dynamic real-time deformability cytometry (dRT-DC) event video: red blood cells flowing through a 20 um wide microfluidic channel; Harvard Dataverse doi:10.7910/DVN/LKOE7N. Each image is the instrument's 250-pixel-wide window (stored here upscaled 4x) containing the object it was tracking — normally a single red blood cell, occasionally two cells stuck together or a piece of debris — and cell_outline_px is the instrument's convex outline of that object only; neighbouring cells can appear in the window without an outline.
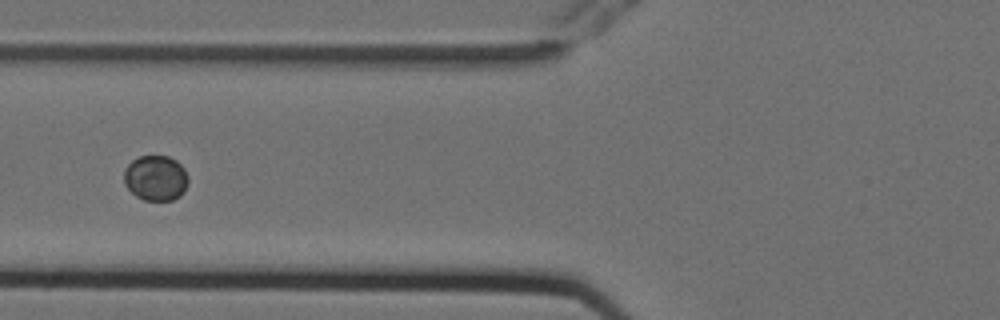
{"species": "Egyptian fruit bat (a non-hibernating species)", "species_latin": "Rousettus aegyptiacus", "temperature_condition": "cold", "stored_images_in_passage": 10, "camera_frame_rate_fps": 3000, "um_per_image_px": 0.085, "animal": {"sex": "female"}, "frame": {"image": 1, "passage_image": 7, "time_ms": 2.0, "image_size_px": [1000, 320], "cell_outline_px": [[188, 184], [184, 192], [180, 196], [172, 200], [144, 200], [136, 196], [124, 184], [124, 168], [132, 160], [140, 156], [168, 156], [176, 160], [184, 168], [188, 176]], "centroid_in_image_um": [13.24, 15.13], "position_along_channel_um": 112.6, "area_um2": 17.11}}
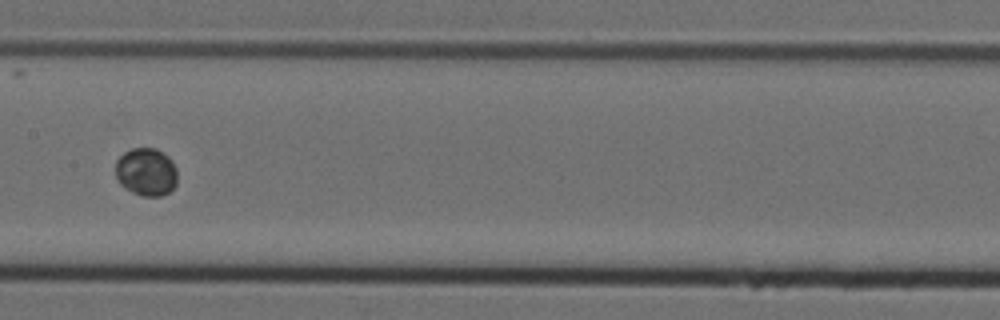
{"frame": {"image": 2, "passage_image": 9, "time_ms": 2.667, "image_size_px": [1000, 320], "cell_outline_px": [[176, 184], [168, 192], [160, 196], [144, 196], [132, 192], [120, 184], [116, 176], [116, 160], [124, 152], [132, 148], [156, 148], [168, 156], [172, 160], [176, 168]], "centroid_in_image_um": [12.43, 14.6], "position_along_channel_um": 195.0, "area_um2": 17.22}}
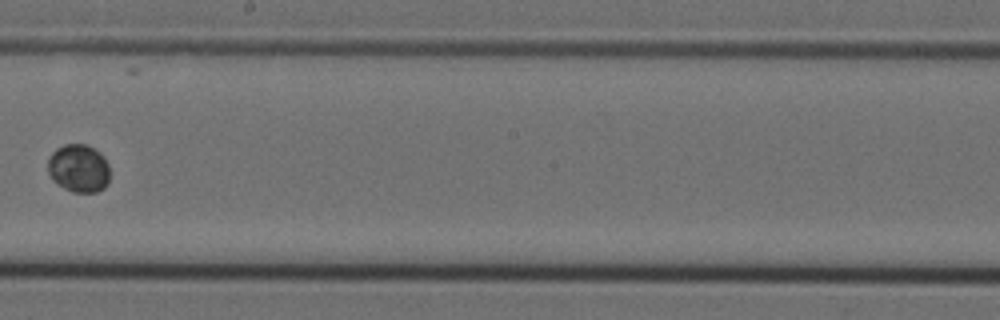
{"frame": {"image": 3, "passage_image": 10, "time_ms": 3.0, "image_size_px": [1000, 320], "cell_outline_px": [[108, 184], [104, 188], [96, 192], [72, 192], [64, 188], [52, 180], [48, 172], [48, 160], [52, 152], [56, 148], [64, 144], [88, 144], [100, 152], [104, 156], [108, 164]], "centroid_in_image_um": [6.68, 14.29], "position_along_channel_um": 241.5, "area_um2": 17.51}}